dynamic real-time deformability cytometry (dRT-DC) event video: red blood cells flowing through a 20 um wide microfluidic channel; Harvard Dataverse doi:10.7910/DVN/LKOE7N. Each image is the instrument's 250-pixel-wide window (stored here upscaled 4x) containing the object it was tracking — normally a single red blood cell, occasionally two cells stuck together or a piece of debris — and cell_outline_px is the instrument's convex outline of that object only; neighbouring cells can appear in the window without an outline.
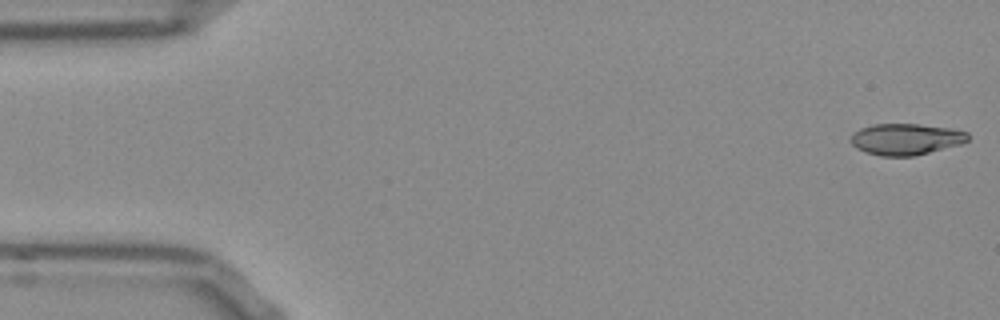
{"species": "Egyptian fruit bat (a non-hibernating species)", "species_latin": "Rousettus aegyptiacus", "temperature_condition": "room temperature", "stored_images_in_passage": 53, "camera_frame_rate_fps": 3000, "um_per_image_px": 0.085, "frame": {"image": 1, "passage_image": 1, "time_ms": 0.0, "image_size_px": [1000, 320], "cell_outline_px": [[968, 140], [960, 144], [916, 156], [880, 156], [864, 152], [856, 148], [848, 140], [852, 132], [860, 128], [872, 124], [920, 124], [952, 128], [968, 132]], "centroid_in_image_um": [76.95, 11.83], "position_along_channel_um": 8.0, "area_um2": 21.73}}
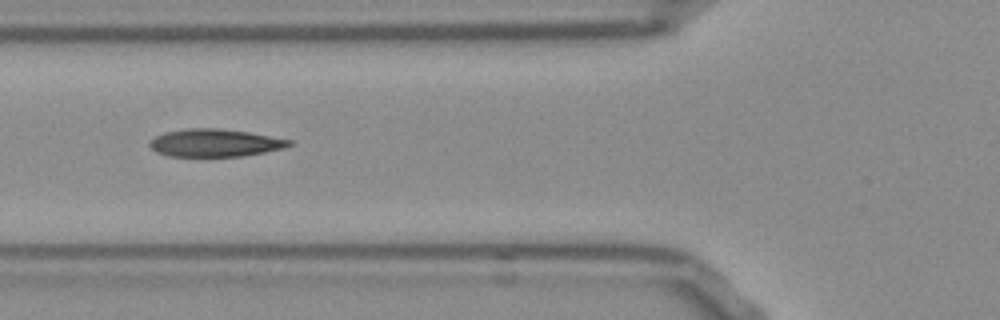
{"frame": {"image": 2, "passage_image": 19, "time_ms": 6.0, "image_size_px": [1000, 320], "cell_outline_px": [[296, 144], [284, 148], [244, 156], [168, 156], [156, 152], [148, 144], [148, 140], [164, 132], [188, 128], [220, 128], [248, 132], [292, 140]], "centroid_in_image_um": [18.27, 12.14], "position_along_channel_um": 107.5, "area_um2": 22.66}}
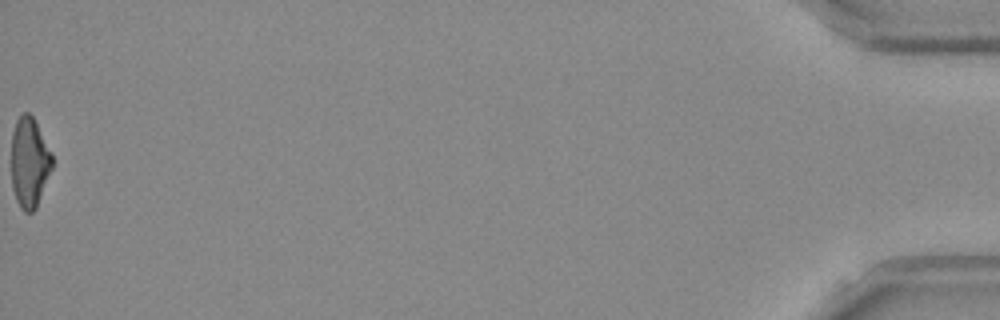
{"frame": {"image": 3, "passage_image": 53, "time_ms": 17.333, "image_size_px": [1000, 320], "cell_outline_px": [[52, 168], [36, 208], [32, 212], [24, 212], [20, 208], [16, 200], [12, 188], [12, 132], [16, 120], [24, 112], [28, 112], [32, 116], [52, 152]], "centroid_in_image_um": [2.5, 13.82], "position_along_channel_um": 432.7, "area_um2": 21.39}, "authors_computed_cell_mechanics": {"area_um2": 22.4264, "velocity_mm_per_s": 3.8171, "shape_relaxation_time_tau1_ms": 9.3811, "shape_relaxation_time_tau2_ms": 2.2675, "deformation_change_tau1": 0.2313, "deformation_change_tau2": 0.0974}}